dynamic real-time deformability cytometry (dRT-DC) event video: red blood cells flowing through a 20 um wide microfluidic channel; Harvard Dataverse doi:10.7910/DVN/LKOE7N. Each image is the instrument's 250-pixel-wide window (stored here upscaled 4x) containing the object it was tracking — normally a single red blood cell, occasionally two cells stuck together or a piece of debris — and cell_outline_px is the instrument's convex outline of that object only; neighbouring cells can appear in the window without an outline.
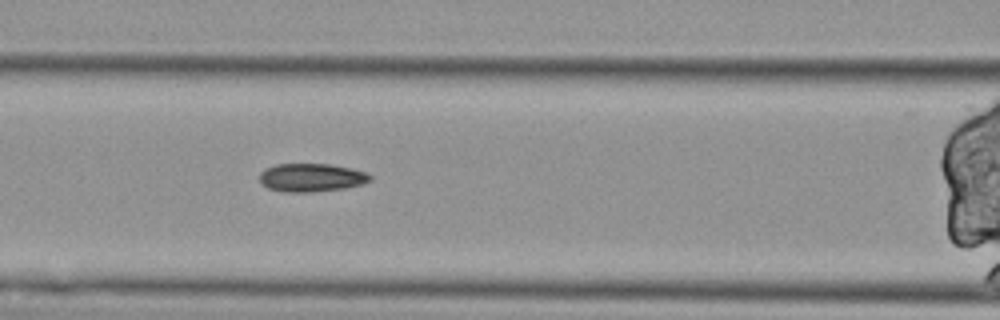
{"species": "Egyptian fruit bat (a non-hibernating species)", "species_latin": "Rousettus aegyptiacus", "temperature_condition": "cold", "stored_images_in_passage": 51, "segment_of_instrument_passage": [3, 3], "camera_frame_rate_fps": 3000, "um_per_image_px": 0.085, "animal": {"sex": "female"}, "frame": {"image": 1, "passage_image": 16, "time_ms": 5.0, "image_size_px": [1000, 320], "cell_outline_px": [[372, 180], [360, 184], [344, 188], [308, 192], [284, 192], [268, 188], [260, 180], [260, 172], [264, 168], [276, 164], [332, 164], [352, 168], [368, 172], [372, 176]], "centroid_in_image_um": [26.48, 15.08], "position_along_channel_um": 140.1, "area_um2": 18.26}}
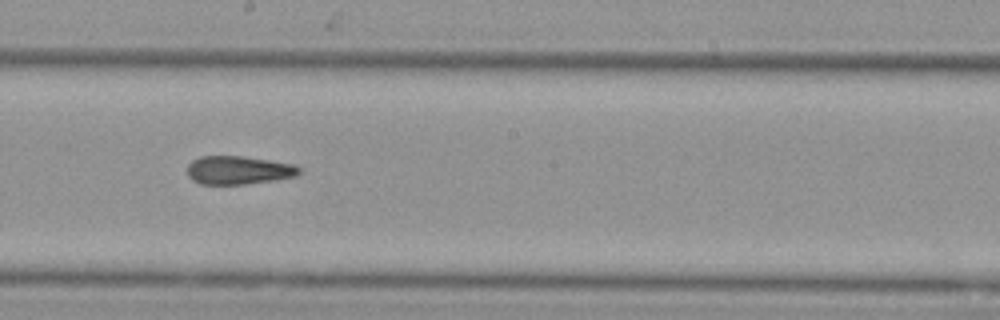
{"frame": {"image": 2, "passage_image": 24, "time_ms": 7.667, "image_size_px": [1000, 320], "cell_outline_px": [[300, 172], [296, 176], [272, 180], [244, 184], [200, 184], [192, 180], [188, 176], [188, 164], [192, 160], [200, 156], [244, 156], [296, 164], [300, 168]], "centroid_in_image_um": [20.26, 14.45], "position_along_channel_um": 227.9, "area_um2": 18.55}}
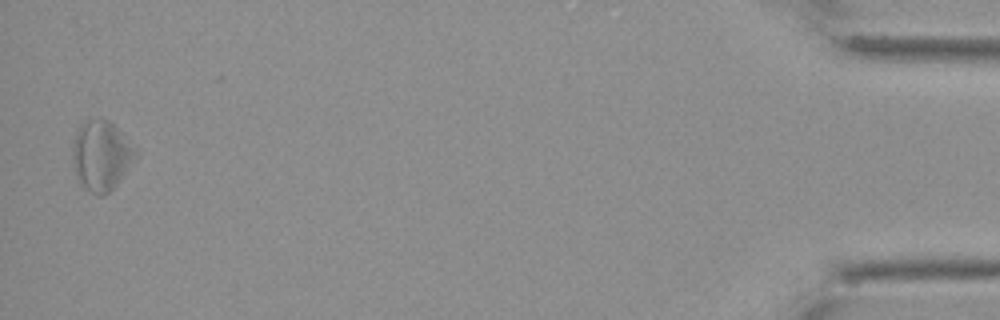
{"frame": {"image": 3, "passage_image": 50, "time_ms": 16.333, "image_size_px": [1000, 320], "cell_outline_px": [[140, 152], [116, 184], [104, 196], [96, 196], [80, 180], [76, 172], [72, 160], [72, 144], [76, 132], [80, 124], [84, 120], [100, 116], [108, 120]], "centroid_in_image_um": [8.6, 13.16], "position_along_channel_um": 426.6, "area_um2": 25.43}}